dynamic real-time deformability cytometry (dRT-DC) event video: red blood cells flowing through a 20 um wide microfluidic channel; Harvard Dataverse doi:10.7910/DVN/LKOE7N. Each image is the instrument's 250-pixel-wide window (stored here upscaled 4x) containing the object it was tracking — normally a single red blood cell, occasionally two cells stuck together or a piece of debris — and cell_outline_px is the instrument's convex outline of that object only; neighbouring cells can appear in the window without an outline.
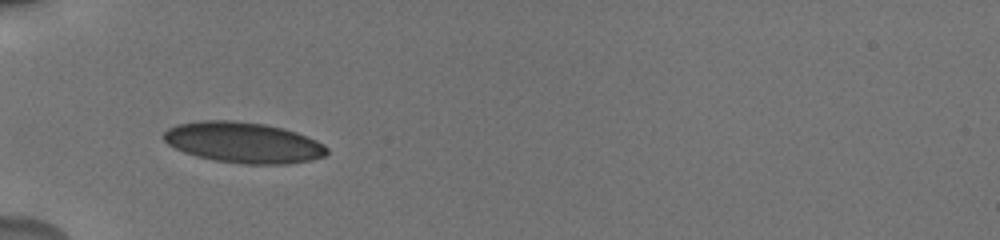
{"species": "human", "species_latin": "Homo sapiens", "temperature_condition": "cold", "stored_images_in_passage": 35, "camera_frame_rate_fps": 3000, "um_per_image_px": 0.085, "donor": {"sex": "male"}, "frame": {"image": 1, "passage_image": 1, "time_ms": 0.0, "image_size_px": [1000, 240], "cell_outline_px": [[328, 152], [324, 156], [312, 160], [288, 164], [244, 164], [216, 160], [196, 156], [184, 152], [168, 144], [164, 140], [164, 132], [168, 128], [176, 124], [200, 120], [232, 120], [264, 124], [284, 128], [308, 136], [324, 144], [328, 148]], "centroid_in_image_um": [20.7, 12.11], "position_along_channel_um": 64.3, "area_um2": 38.9}}
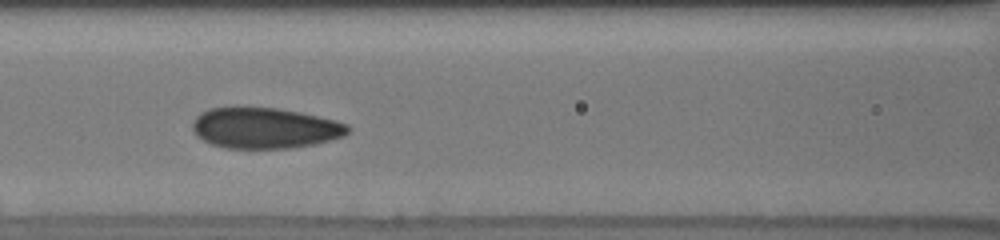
{"frame": {"image": 2, "passage_image": 12, "time_ms": 2.333, "image_size_px": [1000, 240], "cell_outline_px": [[352, 128], [344, 136], [316, 144], [292, 148], [224, 148], [212, 144], [196, 136], [192, 128], [192, 120], [200, 112], [208, 108], [236, 104], [276, 108], [300, 112], [336, 120], [348, 124]], "centroid_in_image_um": [22.46, 10.84], "position_along_channel_um": 144.1, "area_um2": 38.03}}
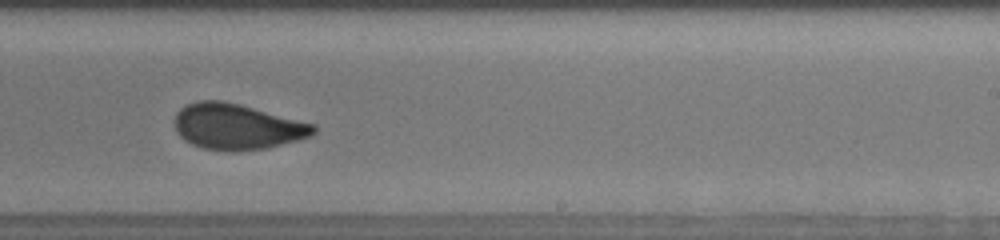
{"frame": {"image": 3, "passage_image": 19, "time_ms": 5.667, "image_size_px": [1000, 240], "cell_outline_px": [[316, 132], [308, 136], [296, 140], [268, 148], [236, 152], [232, 152], [200, 148], [184, 140], [176, 132], [176, 112], [184, 104], [196, 100], [220, 100], [240, 104], [316, 124]], "centroid_in_image_um": [20.12, 10.76], "position_along_channel_um": 268.9, "area_um2": 37.34}, "authors_computed_cell_mechanics": {"area_um2": 37.1654, "velocity_mm_per_s": 3.7656, "shape_relaxation_time_tau1_ms": 5.4288, "shape_relaxation_time_tau2_ms": 0.9184, "deformation_change_tau1": 0.1291, "deformation_change_tau2": 0.0451}}